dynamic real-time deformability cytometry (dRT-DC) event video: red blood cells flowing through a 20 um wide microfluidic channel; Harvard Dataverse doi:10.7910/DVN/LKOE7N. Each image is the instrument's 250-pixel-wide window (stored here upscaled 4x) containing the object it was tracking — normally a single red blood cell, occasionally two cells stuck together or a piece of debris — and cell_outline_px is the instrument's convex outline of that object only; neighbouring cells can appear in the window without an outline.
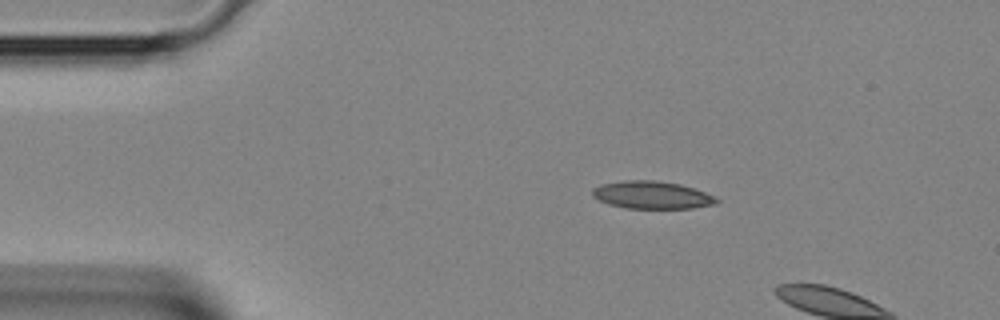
{"species": "Egyptian fruit bat (a non-hibernating species)", "species_latin": "Rousettus aegyptiacus", "temperature_condition": "room temperature", "stored_images_in_passage": 2, "camera_frame_rate_fps": 3000, "um_per_image_px": 0.085, "animal": {"sex": "female"}, "frame": {"image": 1, "passage_image": 1, "time_ms": 0.0, "image_size_px": [1000, 320], "cell_outline_px": [[720, 200], [716, 204], [692, 208], [624, 208], [608, 204], [592, 196], [592, 188], [600, 184], [624, 180], [656, 180], [680, 184], [716, 196]], "centroid_in_image_um": [55.4, 16.57], "position_along_channel_um": 29.6, "area_um2": 20.06}}